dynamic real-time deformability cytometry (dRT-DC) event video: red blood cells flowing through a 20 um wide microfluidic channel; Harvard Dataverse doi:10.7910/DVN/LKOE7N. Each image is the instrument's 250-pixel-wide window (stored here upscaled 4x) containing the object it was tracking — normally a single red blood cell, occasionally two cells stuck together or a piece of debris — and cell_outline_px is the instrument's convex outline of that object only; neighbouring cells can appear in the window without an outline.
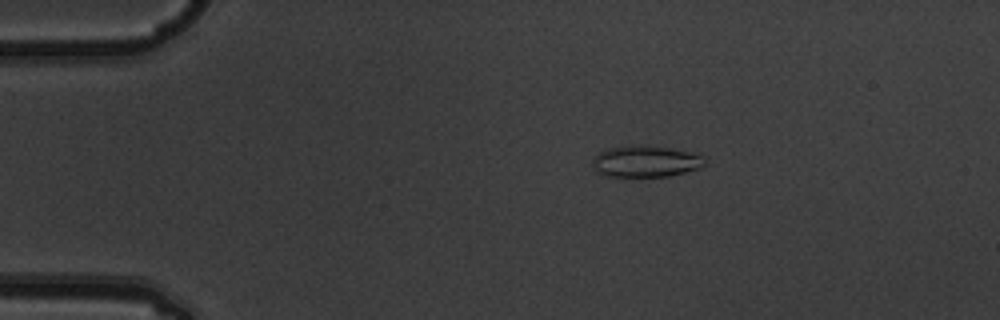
{"species": "common noctule bat (a hibernating species)", "species_latin": "Nyctalus noctula", "temperature_condition": "warm", "stored_images_in_passage": 4, "camera_frame_rate_fps": 3000, "um_per_image_px": 0.085, "animal": {"sex": "male", "body_mass_g": 19.5, "forearm_length_mm": 54.6}, "frame": {"image": 1, "passage_image": 2, "time_ms": 0.333, "image_size_px": [1000, 320], "cell_outline_px": [[704, 164], [700, 168], [668, 176], [604, 176], [596, 172], [592, 160], [600, 152], [608, 148], [668, 148], [688, 152], [704, 156]], "centroid_in_image_um": [54.88, 13.77], "position_along_channel_um": 30.1, "area_um2": 19.48}}